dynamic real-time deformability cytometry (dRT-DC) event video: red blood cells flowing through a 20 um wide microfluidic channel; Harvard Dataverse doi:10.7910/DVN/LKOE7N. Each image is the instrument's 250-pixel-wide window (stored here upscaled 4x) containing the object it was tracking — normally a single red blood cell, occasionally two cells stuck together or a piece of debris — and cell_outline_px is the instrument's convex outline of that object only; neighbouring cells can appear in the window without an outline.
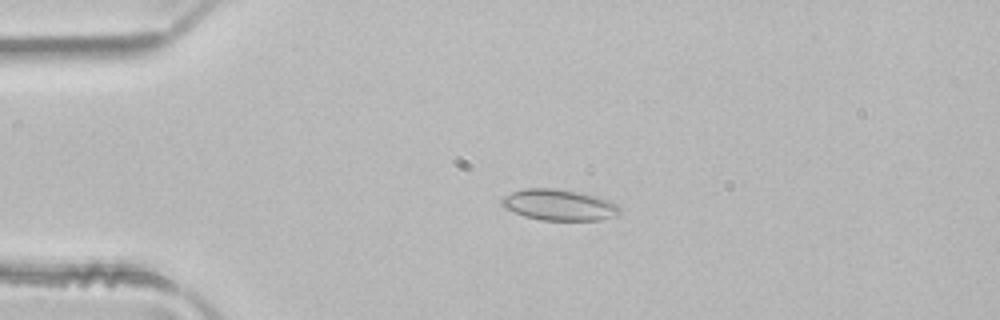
{"species": "common noctule bat (a hibernating species)", "species_latin": "Nyctalus noctula", "temperature_condition": "room temperature", "stored_images_in_passage": 5, "camera_frame_rate_fps": 3000, "um_per_image_px": 0.085, "animal": {"sex": "male", "body_mass_g": 21.5, "forearm_length_mm": 52.0}, "frame": {"image": 1, "passage_image": 4, "time_ms": 1.0, "image_size_px": [1000, 320], "cell_outline_px": [[620, 212], [616, 216], [600, 220], [540, 220], [524, 216], [500, 204], [500, 200], [504, 196], [512, 192], [524, 188], [552, 188], [576, 192], [596, 196], [608, 200], [616, 204], [620, 208]], "centroid_in_image_um": [47.52, 17.42], "position_along_channel_um": 37.5, "area_um2": 21.15}}